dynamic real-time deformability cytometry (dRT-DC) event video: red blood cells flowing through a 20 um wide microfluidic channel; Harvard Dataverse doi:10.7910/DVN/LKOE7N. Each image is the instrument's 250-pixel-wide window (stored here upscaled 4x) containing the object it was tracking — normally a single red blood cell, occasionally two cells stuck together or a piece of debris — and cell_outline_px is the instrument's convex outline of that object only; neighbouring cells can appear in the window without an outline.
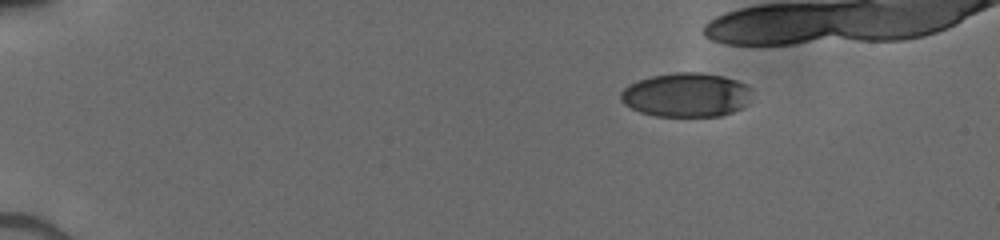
{"species": "human", "species_latin": "Homo sapiens", "temperature_condition": "cold", "stored_images_in_passage": 21, "camera_frame_rate_fps": 3000, "um_per_image_px": 0.085, "donor": {"sex": "male"}, "frame": {"image": 1, "passage_image": 1, "time_ms": 0.0, "image_size_px": [1000, 240], "cell_outline_px": [[752, 88], [744, 104], [740, 108], [732, 112], [720, 116], [656, 116], [640, 112], [624, 104], [620, 100], [620, 92], [628, 84], [636, 80], [652, 76], [676, 72], [700, 72], [724, 76], [736, 80]], "centroid_in_image_um": [58.27, 8.06], "position_along_channel_um": 26.7, "area_um2": 33.64}}
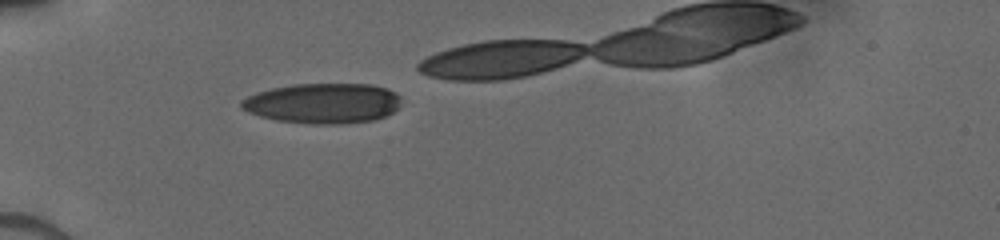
{"frame": {"image": 2, "passage_image": 18, "time_ms": 3.0, "image_size_px": [1000, 240], "cell_outline_px": [[400, 108], [376, 120], [340, 124], [308, 124], [276, 120], [260, 116], [248, 112], [240, 108], [240, 100], [256, 92], [272, 88], [296, 84], [372, 84], [388, 88], [396, 92], [400, 96]], "centroid_in_image_um": [27.47, 8.78], "position_along_channel_um": 57.5, "area_um2": 37.86}}